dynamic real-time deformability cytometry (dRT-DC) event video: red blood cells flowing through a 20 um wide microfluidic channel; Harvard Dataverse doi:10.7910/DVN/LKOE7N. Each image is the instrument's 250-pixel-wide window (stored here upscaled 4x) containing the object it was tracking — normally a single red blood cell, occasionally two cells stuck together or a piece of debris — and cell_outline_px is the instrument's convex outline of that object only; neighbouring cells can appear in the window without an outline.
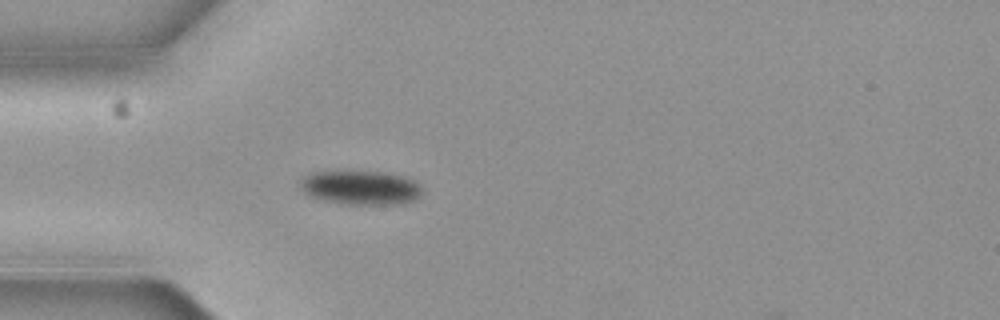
{"species": "common noctule bat (a hibernating species)", "species_latin": "Nyctalus noctula", "temperature_condition": "cold", "stored_images_in_passage": 2, "camera_frame_rate_fps": 3000, "um_per_image_px": 0.085, "animal": {"sex": "female", "body_mass_g": 19.3, "forearm_length_mm": 54.1}, "frame": {"image": 1, "passage_image": 2, "time_ms": 0.333, "image_size_px": [1000, 320], "cell_outline_px": [[420, 192], [412, 200], [400, 204], [344, 204], [324, 200], [312, 196], [304, 192], [300, 188], [300, 180], [304, 176], [316, 172], [388, 172], [408, 176], [416, 180], [420, 184]], "centroid_in_image_um": [30.68, 15.94], "position_along_channel_um": 54.3, "area_um2": 24.04}}